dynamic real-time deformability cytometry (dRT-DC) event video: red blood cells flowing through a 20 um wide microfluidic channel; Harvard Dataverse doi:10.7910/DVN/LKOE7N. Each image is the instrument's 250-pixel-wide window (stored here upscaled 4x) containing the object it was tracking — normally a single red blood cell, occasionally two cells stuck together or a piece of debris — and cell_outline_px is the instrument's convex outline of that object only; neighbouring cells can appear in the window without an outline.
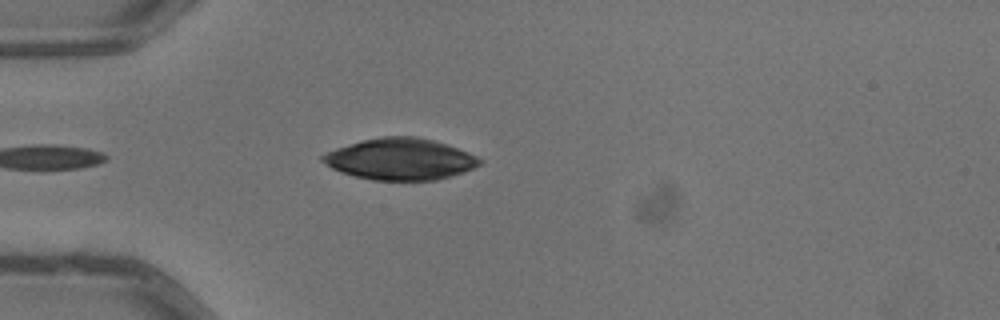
{"species": "common noctule bat (a hibernating species)", "species_latin": "Nyctalus noctula", "temperature_condition": "warm", "stored_images_in_passage": 3, "camera_frame_rate_fps": 3000, "um_per_image_px": 0.085, "animal": {"sex": "male", "body_mass_g": 13.3}, "frame": {"image": 1, "passage_image": 3, "time_ms": 0.667, "image_size_px": [1000, 320], "cell_outline_px": [[484, 164], [464, 172], [452, 176], [436, 180], [372, 180], [340, 172], [324, 164], [320, 160], [320, 156], [336, 148], [364, 140], [384, 136], [416, 136], [432, 140], [468, 152], [476, 156]], "centroid_in_image_um": [34.02, 13.53], "position_along_channel_um": 51.0, "area_um2": 37.8}}